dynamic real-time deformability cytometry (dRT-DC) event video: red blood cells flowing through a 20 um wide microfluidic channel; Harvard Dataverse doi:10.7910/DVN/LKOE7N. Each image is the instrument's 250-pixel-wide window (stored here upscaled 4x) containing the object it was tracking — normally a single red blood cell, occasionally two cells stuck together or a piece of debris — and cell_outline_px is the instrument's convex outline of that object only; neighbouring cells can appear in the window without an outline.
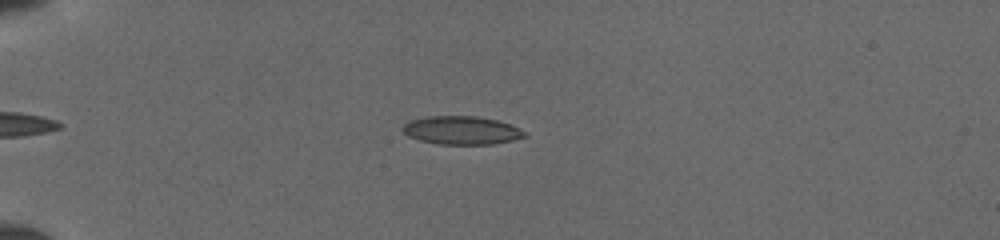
{"species": "common noctule bat (a hibernating species)", "species_latin": "Nyctalus noctula", "temperature_condition": "cold", "stored_images_in_passage": 39, "camera_frame_rate_fps": 3000, "um_per_image_px": 0.085, "animal": {"sex": "female", "body_mass_g": 19.5, "forearm_length_mm": 54.1}, "frame": {"image": 1, "passage_image": 9, "time_ms": 2.667, "image_size_px": [1000, 240], "cell_outline_px": [[528, 136], [512, 140], [492, 144], [436, 144], [420, 140], [408, 136], [400, 128], [404, 124], [412, 120], [428, 116], [476, 116], [496, 120], [508, 124], [528, 132]], "centroid_in_image_um": [39.23, 11.08], "position_along_channel_um": 45.8, "area_um2": 20.06}}
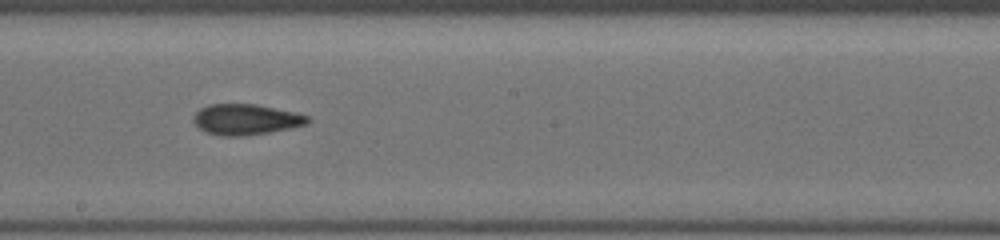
{"frame": {"image": 2, "passage_image": 25, "time_ms": 8.0, "image_size_px": [1000, 240], "cell_outline_px": [[312, 120], [308, 124], [268, 132], [244, 136], [220, 136], [204, 132], [192, 120], [196, 112], [200, 108], [208, 104], [256, 104], [296, 112], [308, 116]], "centroid_in_image_um": [20.89, 10.15], "position_along_channel_um": 227.3, "area_um2": 20.52}}
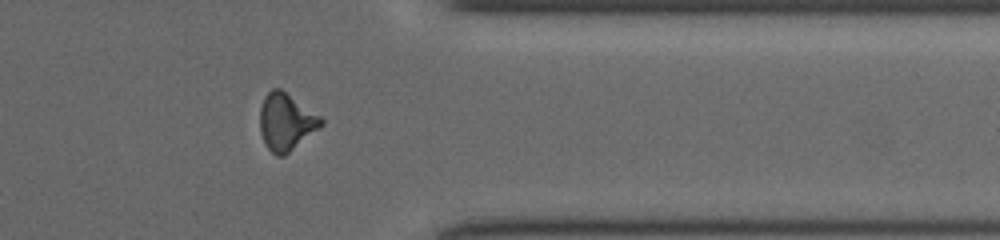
{"frame": {"image": 3, "passage_image": 37, "time_ms": 12.0, "image_size_px": [1000, 240], "cell_outline_px": [[324, 124], [284, 156], [276, 156], [264, 144], [260, 132], [260, 108], [264, 96], [272, 88], [280, 88], [320, 116], [324, 120]], "centroid_in_image_um": [24.29, 10.36], "position_along_channel_um": 387.1, "area_um2": 20.23}}